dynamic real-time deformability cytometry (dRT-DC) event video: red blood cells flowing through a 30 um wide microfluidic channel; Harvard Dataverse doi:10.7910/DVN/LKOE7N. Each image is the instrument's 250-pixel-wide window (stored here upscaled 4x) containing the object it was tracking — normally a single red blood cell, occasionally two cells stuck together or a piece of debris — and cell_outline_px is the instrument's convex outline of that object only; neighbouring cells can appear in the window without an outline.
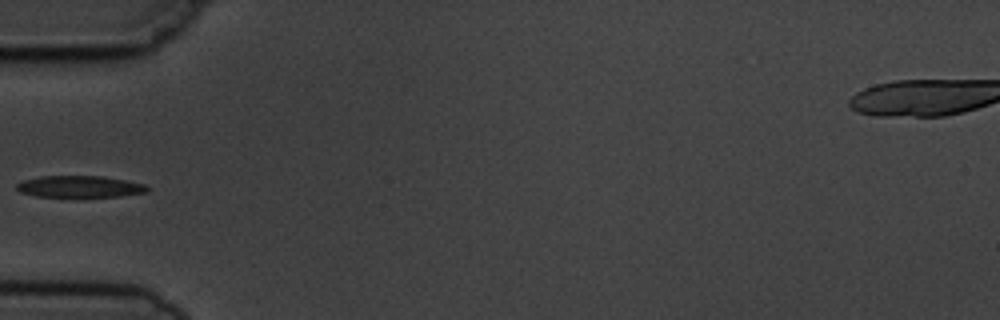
{"species": "common noctule bat (a hibernating species)", "species_latin": "Nyctalus noctula", "temperature_condition": "cold", "stored_images_in_passage": 4, "camera_frame_rate_fps": 3000, "um_per_image_px": 0.085, "animal": {"sex": "male", "body_mass_g": 19.5, "forearm_length_mm": 54.6}, "frame": {"image": 1, "passage_image": 4, "time_ms": 3.333, "image_size_px": [1000, 320], "cell_outline_px": [[148, 192], [120, 196], [36, 196], [20, 192], [16, 188], [16, 184], [24, 180], [40, 176], [100, 176], [124, 180], [144, 184], [148, 188]], "centroid_in_image_um": [6.75, 15.85], "position_along_channel_um": 78.2, "area_um2": 16.18}}